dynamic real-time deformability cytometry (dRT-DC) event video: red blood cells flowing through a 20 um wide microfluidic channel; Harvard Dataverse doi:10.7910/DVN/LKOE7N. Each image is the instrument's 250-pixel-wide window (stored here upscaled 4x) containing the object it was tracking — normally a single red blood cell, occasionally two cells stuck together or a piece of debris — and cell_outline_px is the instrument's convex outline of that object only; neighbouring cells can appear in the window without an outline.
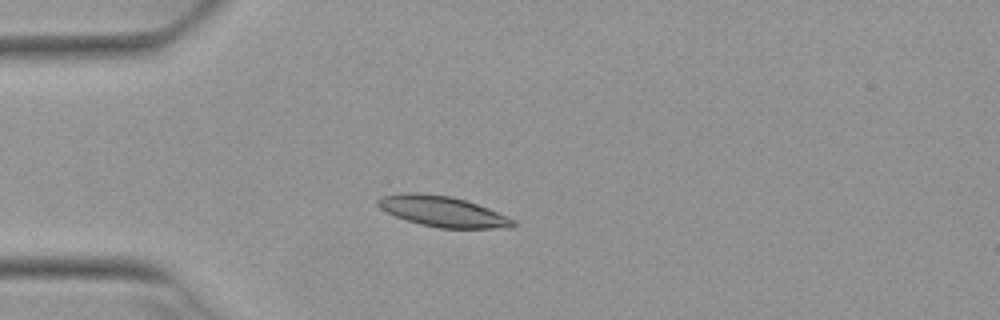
{"species": "Egyptian fruit bat (a non-hibernating species)", "species_latin": "Rousettus aegyptiacus", "temperature_condition": "warm", "stored_images_in_passage": 4, "camera_frame_rate_fps": 3000, "um_per_image_px": 0.085, "animal": {"sex": "female"}, "frame": {"image": 1, "passage_image": 4, "time_ms": 1.0, "image_size_px": [1000, 320], "cell_outline_px": [[516, 224], [512, 228], [436, 228], [420, 224], [396, 216], [380, 208], [376, 204], [376, 200], [380, 196], [404, 192], [416, 192], [452, 196], [488, 208], [516, 220]], "centroid_in_image_um": [37.62, 17.97], "position_along_channel_um": 47.4, "area_um2": 24.16}}